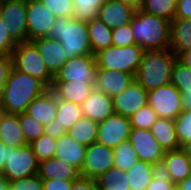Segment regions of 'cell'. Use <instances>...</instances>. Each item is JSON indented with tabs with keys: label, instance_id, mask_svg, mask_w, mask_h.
<instances>
[{
	"label": "cell",
	"instance_id": "obj_49",
	"mask_svg": "<svg viewBox=\"0 0 191 190\" xmlns=\"http://www.w3.org/2000/svg\"><path fill=\"white\" fill-rule=\"evenodd\" d=\"M44 128L45 134L55 139H58L60 136H63L67 133L64 127L58 124V120L56 118L50 121L48 124H46Z\"/></svg>",
	"mask_w": 191,
	"mask_h": 190
},
{
	"label": "cell",
	"instance_id": "obj_23",
	"mask_svg": "<svg viewBox=\"0 0 191 190\" xmlns=\"http://www.w3.org/2000/svg\"><path fill=\"white\" fill-rule=\"evenodd\" d=\"M0 141L5 146L22 147L27 145L18 114L6 113L0 110Z\"/></svg>",
	"mask_w": 191,
	"mask_h": 190
},
{
	"label": "cell",
	"instance_id": "obj_29",
	"mask_svg": "<svg viewBox=\"0 0 191 190\" xmlns=\"http://www.w3.org/2000/svg\"><path fill=\"white\" fill-rule=\"evenodd\" d=\"M97 132L98 122L83 116L67 131L70 137L86 147L96 142Z\"/></svg>",
	"mask_w": 191,
	"mask_h": 190
},
{
	"label": "cell",
	"instance_id": "obj_54",
	"mask_svg": "<svg viewBox=\"0 0 191 190\" xmlns=\"http://www.w3.org/2000/svg\"><path fill=\"white\" fill-rule=\"evenodd\" d=\"M122 2L123 4L129 5L134 10H139L142 7L143 0H118Z\"/></svg>",
	"mask_w": 191,
	"mask_h": 190
},
{
	"label": "cell",
	"instance_id": "obj_47",
	"mask_svg": "<svg viewBox=\"0 0 191 190\" xmlns=\"http://www.w3.org/2000/svg\"><path fill=\"white\" fill-rule=\"evenodd\" d=\"M71 190H98L96 179L79 176L72 181Z\"/></svg>",
	"mask_w": 191,
	"mask_h": 190
},
{
	"label": "cell",
	"instance_id": "obj_32",
	"mask_svg": "<svg viewBox=\"0 0 191 190\" xmlns=\"http://www.w3.org/2000/svg\"><path fill=\"white\" fill-rule=\"evenodd\" d=\"M81 105L57 98L56 119L66 132L82 117Z\"/></svg>",
	"mask_w": 191,
	"mask_h": 190
},
{
	"label": "cell",
	"instance_id": "obj_33",
	"mask_svg": "<svg viewBox=\"0 0 191 190\" xmlns=\"http://www.w3.org/2000/svg\"><path fill=\"white\" fill-rule=\"evenodd\" d=\"M177 9V0H143L141 10L172 21Z\"/></svg>",
	"mask_w": 191,
	"mask_h": 190
},
{
	"label": "cell",
	"instance_id": "obj_35",
	"mask_svg": "<svg viewBox=\"0 0 191 190\" xmlns=\"http://www.w3.org/2000/svg\"><path fill=\"white\" fill-rule=\"evenodd\" d=\"M152 180L147 190H172L175 184L171 180L169 170L164 160L151 164Z\"/></svg>",
	"mask_w": 191,
	"mask_h": 190
},
{
	"label": "cell",
	"instance_id": "obj_3",
	"mask_svg": "<svg viewBox=\"0 0 191 190\" xmlns=\"http://www.w3.org/2000/svg\"><path fill=\"white\" fill-rule=\"evenodd\" d=\"M177 56L170 50L144 51L135 80L147 91L171 83Z\"/></svg>",
	"mask_w": 191,
	"mask_h": 190
},
{
	"label": "cell",
	"instance_id": "obj_5",
	"mask_svg": "<svg viewBox=\"0 0 191 190\" xmlns=\"http://www.w3.org/2000/svg\"><path fill=\"white\" fill-rule=\"evenodd\" d=\"M143 48L133 44L125 47L111 45L95 54L97 68L111 69L136 75Z\"/></svg>",
	"mask_w": 191,
	"mask_h": 190
},
{
	"label": "cell",
	"instance_id": "obj_43",
	"mask_svg": "<svg viewBox=\"0 0 191 190\" xmlns=\"http://www.w3.org/2000/svg\"><path fill=\"white\" fill-rule=\"evenodd\" d=\"M112 44L118 47L136 44L130 23L112 29Z\"/></svg>",
	"mask_w": 191,
	"mask_h": 190
},
{
	"label": "cell",
	"instance_id": "obj_9",
	"mask_svg": "<svg viewBox=\"0 0 191 190\" xmlns=\"http://www.w3.org/2000/svg\"><path fill=\"white\" fill-rule=\"evenodd\" d=\"M27 0H14L0 4V18L11 38L18 44L28 41Z\"/></svg>",
	"mask_w": 191,
	"mask_h": 190
},
{
	"label": "cell",
	"instance_id": "obj_27",
	"mask_svg": "<svg viewBox=\"0 0 191 190\" xmlns=\"http://www.w3.org/2000/svg\"><path fill=\"white\" fill-rule=\"evenodd\" d=\"M149 130L165 151L181 148L177 140L174 120L158 118Z\"/></svg>",
	"mask_w": 191,
	"mask_h": 190
},
{
	"label": "cell",
	"instance_id": "obj_40",
	"mask_svg": "<svg viewBox=\"0 0 191 190\" xmlns=\"http://www.w3.org/2000/svg\"><path fill=\"white\" fill-rule=\"evenodd\" d=\"M131 128L149 130L153 123L158 119L157 113L147 104L129 117Z\"/></svg>",
	"mask_w": 191,
	"mask_h": 190
},
{
	"label": "cell",
	"instance_id": "obj_21",
	"mask_svg": "<svg viewBox=\"0 0 191 190\" xmlns=\"http://www.w3.org/2000/svg\"><path fill=\"white\" fill-rule=\"evenodd\" d=\"M37 175L42 179L73 181L80 176V172L71 163L53 157L39 163Z\"/></svg>",
	"mask_w": 191,
	"mask_h": 190
},
{
	"label": "cell",
	"instance_id": "obj_41",
	"mask_svg": "<svg viewBox=\"0 0 191 190\" xmlns=\"http://www.w3.org/2000/svg\"><path fill=\"white\" fill-rule=\"evenodd\" d=\"M175 131L180 147L191 140V110H182L174 119Z\"/></svg>",
	"mask_w": 191,
	"mask_h": 190
},
{
	"label": "cell",
	"instance_id": "obj_53",
	"mask_svg": "<svg viewBox=\"0 0 191 190\" xmlns=\"http://www.w3.org/2000/svg\"><path fill=\"white\" fill-rule=\"evenodd\" d=\"M178 60L182 62L185 66L191 68V50L183 52L179 57Z\"/></svg>",
	"mask_w": 191,
	"mask_h": 190
},
{
	"label": "cell",
	"instance_id": "obj_59",
	"mask_svg": "<svg viewBox=\"0 0 191 190\" xmlns=\"http://www.w3.org/2000/svg\"><path fill=\"white\" fill-rule=\"evenodd\" d=\"M172 190H180V188L177 185H175Z\"/></svg>",
	"mask_w": 191,
	"mask_h": 190
},
{
	"label": "cell",
	"instance_id": "obj_7",
	"mask_svg": "<svg viewBox=\"0 0 191 190\" xmlns=\"http://www.w3.org/2000/svg\"><path fill=\"white\" fill-rule=\"evenodd\" d=\"M39 162L29 144L22 147L7 146V160L3 175L9 182L38 173Z\"/></svg>",
	"mask_w": 191,
	"mask_h": 190
},
{
	"label": "cell",
	"instance_id": "obj_6",
	"mask_svg": "<svg viewBox=\"0 0 191 190\" xmlns=\"http://www.w3.org/2000/svg\"><path fill=\"white\" fill-rule=\"evenodd\" d=\"M12 57L13 66L17 70L37 78L50 89L54 76L48 71L43 58L31 41L18 43Z\"/></svg>",
	"mask_w": 191,
	"mask_h": 190
},
{
	"label": "cell",
	"instance_id": "obj_10",
	"mask_svg": "<svg viewBox=\"0 0 191 190\" xmlns=\"http://www.w3.org/2000/svg\"><path fill=\"white\" fill-rule=\"evenodd\" d=\"M96 57L85 54L68 59L55 74L53 81L95 82Z\"/></svg>",
	"mask_w": 191,
	"mask_h": 190
},
{
	"label": "cell",
	"instance_id": "obj_26",
	"mask_svg": "<svg viewBox=\"0 0 191 190\" xmlns=\"http://www.w3.org/2000/svg\"><path fill=\"white\" fill-rule=\"evenodd\" d=\"M163 160L167 165L171 180L175 185L191 176V159L181 148L166 151Z\"/></svg>",
	"mask_w": 191,
	"mask_h": 190
},
{
	"label": "cell",
	"instance_id": "obj_50",
	"mask_svg": "<svg viewBox=\"0 0 191 190\" xmlns=\"http://www.w3.org/2000/svg\"><path fill=\"white\" fill-rule=\"evenodd\" d=\"M174 18H191V0H177V9Z\"/></svg>",
	"mask_w": 191,
	"mask_h": 190
},
{
	"label": "cell",
	"instance_id": "obj_44",
	"mask_svg": "<svg viewBox=\"0 0 191 190\" xmlns=\"http://www.w3.org/2000/svg\"><path fill=\"white\" fill-rule=\"evenodd\" d=\"M8 190H44L43 179L37 174L10 182Z\"/></svg>",
	"mask_w": 191,
	"mask_h": 190
},
{
	"label": "cell",
	"instance_id": "obj_16",
	"mask_svg": "<svg viewBox=\"0 0 191 190\" xmlns=\"http://www.w3.org/2000/svg\"><path fill=\"white\" fill-rule=\"evenodd\" d=\"M134 80L135 75L133 74L97 68L94 87L113 98L124 91Z\"/></svg>",
	"mask_w": 191,
	"mask_h": 190
},
{
	"label": "cell",
	"instance_id": "obj_58",
	"mask_svg": "<svg viewBox=\"0 0 191 190\" xmlns=\"http://www.w3.org/2000/svg\"><path fill=\"white\" fill-rule=\"evenodd\" d=\"M10 1H14V0H0V4H4V3L10 2Z\"/></svg>",
	"mask_w": 191,
	"mask_h": 190
},
{
	"label": "cell",
	"instance_id": "obj_17",
	"mask_svg": "<svg viewBox=\"0 0 191 190\" xmlns=\"http://www.w3.org/2000/svg\"><path fill=\"white\" fill-rule=\"evenodd\" d=\"M39 51L48 71L55 76L60 67L67 61L60 41L41 37L31 41Z\"/></svg>",
	"mask_w": 191,
	"mask_h": 190
},
{
	"label": "cell",
	"instance_id": "obj_51",
	"mask_svg": "<svg viewBox=\"0 0 191 190\" xmlns=\"http://www.w3.org/2000/svg\"><path fill=\"white\" fill-rule=\"evenodd\" d=\"M181 93V105L183 110H191V93L180 92Z\"/></svg>",
	"mask_w": 191,
	"mask_h": 190
},
{
	"label": "cell",
	"instance_id": "obj_28",
	"mask_svg": "<svg viewBox=\"0 0 191 190\" xmlns=\"http://www.w3.org/2000/svg\"><path fill=\"white\" fill-rule=\"evenodd\" d=\"M90 45L95 55L97 52L110 47L112 44V29L99 18L87 23Z\"/></svg>",
	"mask_w": 191,
	"mask_h": 190
},
{
	"label": "cell",
	"instance_id": "obj_19",
	"mask_svg": "<svg viewBox=\"0 0 191 190\" xmlns=\"http://www.w3.org/2000/svg\"><path fill=\"white\" fill-rule=\"evenodd\" d=\"M81 109L83 117L96 122L103 121L114 113L112 98L95 88L82 102Z\"/></svg>",
	"mask_w": 191,
	"mask_h": 190
},
{
	"label": "cell",
	"instance_id": "obj_31",
	"mask_svg": "<svg viewBox=\"0 0 191 190\" xmlns=\"http://www.w3.org/2000/svg\"><path fill=\"white\" fill-rule=\"evenodd\" d=\"M126 174L129 176L130 190H147L148 184L153 178L151 163L138 160Z\"/></svg>",
	"mask_w": 191,
	"mask_h": 190
},
{
	"label": "cell",
	"instance_id": "obj_11",
	"mask_svg": "<svg viewBox=\"0 0 191 190\" xmlns=\"http://www.w3.org/2000/svg\"><path fill=\"white\" fill-rule=\"evenodd\" d=\"M114 166V149L94 142L87 146L80 176L97 179Z\"/></svg>",
	"mask_w": 191,
	"mask_h": 190
},
{
	"label": "cell",
	"instance_id": "obj_22",
	"mask_svg": "<svg viewBox=\"0 0 191 190\" xmlns=\"http://www.w3.org/2000/svg\"><path fill=\"white\" fill-rule=\"evenodd\" d=\"M57 98L55 94L47 89L42 95L34 98L27 106L26 114L30 115L44 126L56 118Z\"/></svg>",
	"mask_w": 191,
	"mask_h": 190
},
{
	"label": "cell",
	"instance_id": "obj_56",
	"mask_svg": "<svg viewBox=\"0 0 191 190\" xmlns=\"http://www.w3.org/2000/svg\"><path fill=\"white\" fill-rule=\"evenodd\" d=\"M9 186V180L2 173H0V190H8Z\"/></svg>",
	"mask_w": 191,
	"mask_h": 190
},
{
	"label": "cell",
	"instance_id": "obj_24",
	"mask_svg": "<svg viewBox=\"0 0 191 190\" xmlns=\"http://www.w3.org/2000/svg\"><path fill=\"white\" fill-rule=\"evenodd\" d=\"M86 148L66 133L57 139L54 157L71 163L80 171L83 166Z\"/></svg>",
	"mask_w": 191,
	"mask_h": 190
},
{
	"label": "cell",
	"instance_id": "obj_1",
	"mask_svg": "<svg viewBox=\"0 0 191 190\" xmlns=\"http://www.w3.org/2000/svg\"><path fill=\"white\" fill-rule=\"evenodd\" d=\"M47 89L40 80L13 66L0 100V110L13 114L24 113L33 99Z\"/></svg>",
	"mask_w": 191,
	"mask_h": 190
},
{
	"label": "cell",
	"instance_id": "obj_38",
	"mask_svg": "<svg viewBox=\"0 0 191 190\" xmlns=\"http://www.w3.org/2000/svg\"><path fill=\"white\" fill-rule=\"evenodd\" d=\"M56 143L57 139L44 134L29 145L36 155L37 161L40 163L55 156Z\"/></svg>",
	"mask_w": 191,
	"mask_h": 190
},
{
	"label": "cell",
	"instance_id": "obj_42",
	"mask_svg": "<svg viewBox=\"0 0 191 190\" xmlns=\"http://www.w3.org/2000/svg\"><path fill=\"white\" fill-rule=\"evenodd\" d=\"M56 18H72L73 1L72 0H40Z\"/></svg>",
	"mask_w": 191,
	"mask_h": 190
},
{
	"label": "cell",
	"instance_id": "obj_20",
	"mask_svg": "<svg viewBox=\"0 0 191 190\" xmlns=\"http://www.w3.org/2000/svg\"><path fill=\"white\" fill-rule=\"evenodd\" d=\"M95 82L53 81L50 90L56 98L81 105L92 92Z\"/></svg>",
	"mask_w": 191,
	"mask_h": 190
},
{
	"label": "cell",
	"instance_id": "obj_12",
	"mask_svg": "<svg viewBox=\"0 0 191 190\" xmlns=\"http://www.w3.org/2000/svg\"><path fill=\"white\" fill-rule=\"evenodd\" d=\"M130 132V119L113 113L105 120L98 122L96 142L114 149L129 139Z\"/></svg>",
	"mask_w": 191,
	"mask_h": 190
},
{
	"label": "cell",
	"instance_id": "obj_57",
	"mask_svg": "<svg viewBox=\"0 0 191 190\" xmlns=\"http://www.w3.org/2000/svg\"><path fill=\"white\" fill-rule=\"evenodd\" d=\"M181 149L186 153V155L191 159V140L185 142Z\"/></svg>",
	"mask_w": 191,
	"mask_h": 190
},
{
	"label": "cell",
	"instance_id": "obj_36",
	"mask_svg": "<svg viewBox=\"0 0 191 190\" xmlns=\"http://www.w3.org/2000/svg\"><path fill=\"white\" fill-rule=\"evenodd\" d=\"M137 154L127 140L114 148V166L124 171L130 170L138 161Z\"/></svg>",
	"mask_w": 191,
	"mask_h": 190
},
{
	"label": "cell",
	"instance_id": "obj_45",
	"mask_svg": "<svg viewBox=\"0 0 191 190\" xmlns=\"http://www.w3.org/2000/svg\"><path fill=\"white\" fill-rule=\"evenodd\" d=\"M5 27L4 20L0 18V55H12L17 43L11 38Z\"/></svg>",
	"mask_w": 191,
	"mask_h": 190
},
{
	"label": "cell",
	"instance_id": "obj_15",
	"mask_svg": "<svg viewBox=\"0 0 191 190\" xmlns=\"http://www.w3.org/2000/svg\"><path fill=\"white\" fill-rule=\"evenodd\" d=\"M114 113L131 117L148 104V91L134 80L124 91L112 98Z\"/></svg>",
	"mask_w": 191,
	"mask_h": 190
},
{
	"label": "cell",
	"instance_id": "obj_39",
	"mask_svg": "<svg viewBox=\"0 0 191 190\" xmlns=\"http://www.w3.org/2000/svg\"><path fill=\"white\" fill-rule=\"evenodd\" d=\"M171 83L180 92L191 93V68L185 66L177 59L172 68Z\"/></svg>",
	"mask_w": 191,
	"mask_h": 190
},
{
	"label": "cell",
	"instance_id": "obj_13",
	"mask_svg": "<svg viewBox=\"0 0 191 190\" xmlns=\"http://www.w3.org/2000/svg\"><path fill=\"white\" fill-rule=\"evenodd\" d=\"M28 41L48 37L56 19L55 15L40 0H27Z\"/></svg>",
	"mask_w": 191,
	"mask_h": 190
},
{
	"label": "cell",
	"instance_id": "obj_46",
	"mask_svg": "<svg viewBox=\"0 0 191 190\" xmlns=\"http://www.w3.org/2000/svg\"><path fill=\"white\" fill-rule=\"evenodd\" d=\"M13 69L12 55H0V100L9 78L10 72Z\"/></svg>",
	"mask_w": 191,
	"mask_h": 190
},
{
	"label": "cell",
	"instance_id": "obj_30",
	"mask_svg": "<svg viewBox=\"0 0 191 190\" xmlns=\"http://www.w3.org/2000/svg\"><path fill=\"white\" fill-rule=\"evenodd\" d=\"M129 176L121 168L113 166L96 179L98 190H130Z\"/></svg>",
	"mask_w": 191,
	"mask_h": 190
},
{
	"label": "cell",
	"instance_id": "obj_55",
	"mask_svg": "<svg viewBox=\"0 0 191 190\" xmlns=\"http://www.w3.org/2000/svg\"><path fill=\"white\" fill-rule=\"evenodd\" d=\"M180 190H191V176L185 178L182 182L177 184Z\"/></svg>",
	"mask_w": 191,
	"mask_h": 190
},
{
	"label": "cell",
	"instance_id": "obj_18",
	"mask_svg": "<svg viewBox=\"0 0 191 190\" xmlns=\"http://www.w3.org/2000/svg\"><path fill=\"white\" fill-rule=\"evenodd\" d=\"M135 11L118 0H106L99 9L98 18L109 28L115 29L131 23Z\"/></svg>",
	"mask_w": 191,
	"mask_h": 190
},
{
	"label": "cell",
	"instance_id": "obj_48",
	"mask_svg": "<svg viewBox=\"0 0 191 190\" xmlns=\"http://www.w3.org/2000/svg\"><path fill=\"white\" fill-rule=\"evenodd\" d=\"M71 186L70 180L43 179L44 190H71Z\"/></svg>",
	"mask_w": 191,
	"mask_h": 190
},
{
	"label": "cell",
	"instance_id": "obj_37",
	"mask_svg": "<svg viewBox=\"0 0 191 190\" xmlns=\"http://www.w3.org/2000/svg\"><path fill=\"white\" fill-rule=\"evenodd\" d=\"M18 121L27 144H30L45 134L44 125L25 112L18 114Z\"/></svg>",
	"mask_w": 191,
	"mask_h": 190
},
{
	"label": "cell",
	"instance_id": "obj_34",
	"mask_svg": "<svg viewBox=\"0 0 191 190\" xmlns=\"http://www.w3.org/2000/svg\"><path fill=\"white\" fill-rule=\"evenodd\" d=\"M72 18L88 23L98 18L99 9L106 0H72Z\"/></svg>",
	"mask_w": 191,
	"mask_h": 190
},
{
	"label": "cell",
	"instance_id": "obj_25",
	"mask_svg": "<svg viewBox=\"0 0 191 190\" xmlns=\"http://www.w3.org/2000/svg\"><path fill=\"white\" fill-rule=\"evenodd\" d=\"M170 50L177 58L191 50V18H174L170 22Z\"/></svg>",
	"mask_w": 191,
	"mask_h": 190
},
{
	"label": "cell",
	"instance_id": "obj_14",
	"mask_svg": "<svg viewBox=\"0 0 191 190\" xmlns=\"http://www.w3.org/2000/svg\"><path fill=\"white\" fill-rule=\"evenodd\" d=\"M128 141L133 146L139 160L151 164L163 160L166 151L155 139L150 130L131 128Z\"/></svg>",
	"mask_w": 191,
	"mask_h": 190
},
{
	"label": "cell",
	"instance_id": "obj_4",
	"mask_svg": "<svg viewBox=\"0 0 191 190\" xmlns=\"http://www.w3.org/2000/svg\"><path fill=\"white\" fill-rule=\"evenodd\" d=\"M62 44L65 57L71 59L93 54L87 23L73 18H56L48 35Z\"/></svg>",
	"mask_w": 191,
	"mask_h": 190
},
{
	"label": "cell",
	"instance_id": "obj_2",
	"mask_svg": "<svg viewBox=\"0 0 191 190\" xmlns=\"http://www.w3.org/2000/svg\"><path fill=\"white\" fill-rule=\"evenodd\" d=\"M130 24L136 45L144 51L170 48V21L139 9Z\"/></svg>",
	"mask_w": 191,
	"mask_h": 190
},
{
	"label": "cell",
	"instance_id": "obj_8",
	"mask_svg": "<svg viewBox=\"0 0 191 190\" xmlns=\"http://www.w3.org/2000/svg\"><path fill=\"white\" fill-rule=\"evenodd\" d=\"M148 104L157 113L158 118L174 120L183 110L181 93L172 83L149 90Z\"/></svg>",
	"mask_w": 191,
	"mask_h": 190
},
{
	"label": "cell",
	"instance_id": "obj_52",
	"mask_svg": "<svg viewBox=\"0 0 191 190\" xmlns=\"http://www.w3.org/2000/svg\"><path fill=\"white\" fill-rule=\"evenodd\" d=\"M7 160V146L0 141V173H3Z\"/></svg>",
	"mask_w": 191,
	"mask_h": 190
}]
</instances>
